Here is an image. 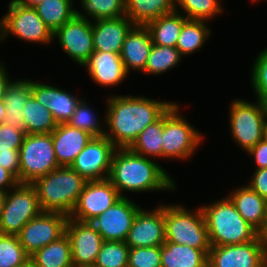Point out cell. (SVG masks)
Listing matches in <instances>:
<instances>
[{"label": "cell", "mask_w": 267, "mask_h": 267, "mask_svg": "<svg viewBox=\"0 0 267 267\" xmlns=\"http://www.w3.org/2000/svg\"><path fill=\"white\" fill-rule=\"evenodd\" d=\"M141 208L129 197H121L90 223L101 234L104 241H125Z\"/></svg>", "instance_id": "15"}, {"label": "cell", "mask_w": 267, "mask_h": 267, "mask_svg": "<svg viewBox=\"0 0 267 267\" xmlns=\"http://www.w3.org/2000/svg\"><path fill=\"white\" fill-rule=\"evenodd\" d=\"M129 249L125 241H104L94 265L96 267H128Z\"/></svg>", "instance_id": "38"}, {"label": "cell", "mask_w": 267, "mask_h": 267, "mask_svg": "<svg viewBox=\"0 0 267 267\" xmlns=\"http://www.w3.org/2000/svg\"><path fill=\"white\" fill-rule=\"evenodd\" d=\"M40 209L37 192L31 184L19 183L5 193L0 213V234L17 236Z\"/></svg>", "instance_id": "10"}, {"label": "cell", "mask_w": 267, "mask_h": 267, "mask_svg": "<svg viewBox=\"0 0 267 267\" xmlns=\"http://www.w3.org/2000/svg\"><path fill=\"white\" fill-rule=\"evenodd\" d=\"M25 134L52 133L58 126L53 114L31 96L21 113Z\"/></svg>", "instance_id": "30"}, {"label": "cell", "mask_w": 267, "mask_h": 267, "mask_svg": "<svg viewBox=\"0 0 267 267\" xmlns=\"http://www.w3.org/2000/svg\"><path fill=\"white\" fill-rule=\"evenodd\" d=\"M13 1L22 5V6L34 8L39 3H41L43 0H13Z\"/></svg>", "instance_id": "48"}, {"label": "cell", "mask_w": 267, "mask_h": 267, "mask_svg": "<svg viewBox=\"0 0 267 267\" xmlns=\"http://www.w3.org/2000/svg\"><path fill=\"white\" fill-rule=\"evenodd\" d=\"M82 6L76 15L94 20L116 19L125 16V0H80Z\"/></svg>", "instance_id": "34"}, {"label": "cell", "mask_w": 267, "mask_h": 267, "mask_svg": "<svg viewBox=\"0 0 267 267\" xmlns=\"http://www.w3.org/2000/svg\"><path fill=\"white\" fill-rule=\"evenodd\" d=\"M247 154L254 159L256 165L254 170L267 168V139L263 138Z\"/></svg>", "instance_id": "45"}, {"label": "cell", "mask_w": 267, "mask_h": 267, "mask_svg": "<svg viewBox=\"0 0 267 267\" xmlns=\"http://www.w3.org/2000/svg\"><path fill=\"white\" fill-rule=\"evenodd\" d=\"M260 236L262 238L264 251L267 257V223H266L265 229L260 233Z\"/></svg>", "instance_id": "49"}, {"label": "cell", "mask_w": 267, "mask_h": 267, "mask_svg": "<svg viewBox=\"0 0 267 267\" xmlns=\"http://www.w3.org/2000/svg\"><path fill=\"white\" fill-rule=\"evenodd\" d=\"M228 197L243 219L260 234L267 223V200L247 184L233 189L232 192L228 193Z\"/></svg>", "instance_id": "24"}, {"label": "cell", "mask_w": 267, "mask_h": 267, "mask_svg": "<svg viewBox=\"0 0 267 267\" xmlns=\"http://www.w3.org/2000/svg\"><path fill=\"white\" fill-rule=\"evenodd\" d=\"M68 216L59 212H41L28 221L17 235L26 253L36 251L57 240L65 233Z\"/></svg>", "instance_id": "12"}, {"label": "cell", "mask_w": 267, "mask_h": 267, "mask_svg": "<svg viewBox=\"0 0 267 267\" xmlns=\"http://www.w3.org/2000/svg\"><path fill=\"white\" fill-rule=\"evenodd\" d=\"M5 112H6V109H5L4 100H0V124L1 123H4V120H5Z\"/></svg>", "instance_id": "50"}, {"label": "cell", "mask_w": 267, "mask_h": 267, "mask_svg": "<svg viewBox=\"0 0 267 267\" xmlns=\"http://www.w3.org/2000/svg\"><path fill=\"white\" fill-rule=\"evenodd\" d=\"M117 147L106 137H93L71 167L86 181L106 180Z\"/></svg>", "instance_id": "11"}, {"label": "cell", "mask_w": 267, "mask_h": 267, "mask_svg": "<svg viewBox=\"0 0 267 267\" xmlns=\"http://www.w3.org/2000/svg\"><path fill=\"white\" fill-rule=\"evenodd\" d=\"M166 241L196 249H210L201 207L188 209L181 203L164 204Z\"/></svg>", "instance_id": "5"}, {"label": "cell", "mask_w": 267, "mask_h": 267, "mask_svg": "<svg viewBox=\"0 0 267 267\" xmlns=\"http://www.w3.org/2000/svg\"><path fill=\"white\" fill-rule=\"evenodd\" d=\"M187 20L182 12L174 11L148 22L145 26L150 32L153 44L176 47L183 24Z\"/></svg>", "instance_id": "27"}, {"label": "cell", "mask_w": 267, "mask_h": 267, "mask_svg": "<svg viewBox=\"0 0 267 267\" xmlns=\"http://www.w3.org/2000/svg\"><path fill=\"white\" fill-rule=\"evenodd\" d=\"M30 79H17L11 81L4 95L5 124L11 127L24 129V117L21 114L28 99L32 96Z\"/></svg>", "instance_id": "26"}, {"label": "cell", "mask_w": 267, "mask_h": 267, "mask_svg": "<svg viewBox=\"0 0 267 267\" xmlns=\"http://www.w3.org/2000/svg\"><path fill=\"white\" fill-rule=\"evenodd\" d=\"M72 61L81 67L94 52L92 21L75 15L71 20L53 33V39Z\"/></svg>", "instance_id": "14"}, {"label": "cell", "mask_w": 267, "mask_h": 267, "mask_svg": "<svg viewBox=\"0 0 267 267\" xmlns=\"http://www.w3.org/2000/svg\"><path fill=\"white\" fill-rule=\"evenodd\" d=\"M79 267H96L95 265L79 266Z\"/></svg>", "instance_id": "54"}, {"label": "cell", "mask_w": 267, "mask_h": 267, "mask_svg": "<svg viewBox=\"0 0 267 267\" xmlns=\"http://www.w3.org/2000/svg\"><path fill=\"white\" fill-rule=\"evenodd\" d=\"M7 8L6 15L0 19V42L10 35L28 43L48 45L54 41L53 33L35 8L22 6L13 0L8 3Z\"/></svg>", "instance_id": "8"}, {"label": "cell", "mask_w": 267, "mask_h": 267, "mask_svg": "<svg viewBox=\"0 0 267 267\" xmlns=\"http://www.w3.org/2000/svg\"><path fill=\"white\" fill-rule=\"evenodd\" d=\"M30 87L32 96L42 106L48 108L53 114L57 124L67 123L74 113L76 106L81 101V97L73 93L56 87L55 85L35 82L31 79Z\"/></svg>", "instance_id": "19"}, {"label": "cell", "mask_w": 267, "mask_h": 267, "mask_svg": "<svg viewBox=\"0 0 267 267\" xmlns=\"http://www.w3.org/2000/svg\"><path fill=\"white\" fill-rule=\"evenodd\" d=\"M164 204L153 210L141 208L133 221L126 237L130 248L161 246L165 243Z\"/></svg>", "instance_id": "18"}, {"label": "cell", "mask_w": 267, "mask_h": 267, "mask_svg": "<svg viewBox=\"0 0 267 267\" xmlns=\"http://www.w3.org/2000/svg\"><path fill=\"white\" fill-rule=\"evenodd\" d=\"M29 259L18 236L0 234V267H19Z\"/></svg>", "instance_id": "39"}, {"label": "cell", "mask_w": 267, "mask_h": 267, "mask_svg": "<svg viewBox=\"0 0 267 267\" xmlns=\"http://www.w3.org/2000/svg\"><path fill=\"white\" fill-rule=\"evenodd\" d=\"M19 267H36V265L29 259L25 264Z\"/></svg>", "instance_id": "51"}, {"label": "cell", "mask_w": 267, "mask_h": 267, "mask_svg": "<svg viewBox=\"0 0 267 267\" xmlns=\"http://www.w3.org/2000/svg\"><path fill=\"white\" fill-rule=\"evenodd\" d=\"M264 138L267 139V119H266V126H265V135H264Z\"/></svg>", "instance_id": "53"}, {"label": "cell", "mask_w": 267, "mask_h": 267, "mask_svg": "<svg viewBox=\"0 0 267 267\" xmlns=\"http://www.w3.org/2000/svg\"><path fill=\"white\" fill-rule=\"evenodd\" d=\"M163 130L164 114L143 130L129 148L147 158L162 159Z\"/></svg>", "instance_id": "33"}, {"label": "cell", "mask_w": 267, "mask_h": 267, "mask_svg": "<svg viewBox=\"0 0 267 267\" xmlns=\"http://www.w3.org/2000/svg\"><path fill=\"white\" fill-rule=\"evenodd\" d=\"M4 193L0 192V213H1V208H2V203H3V198H4Z\"/></svg>", "instance_id": "52"}, {"label": "cell", "mask_w": 267, "mask_h": 267, "mask_svg": "<svg viewBox=\"0 0 267 267\" xmlns=\"http://www.w3.org/2000/svg\"><path fill=\"white\" fill-rule=\"evenodd\" d=\"M108 180L121 197H127L126 192H173L177 188L174 177H171L160 164L133 152L130 148L115 150Z\"/></svg>", "instance_id": "2"}, {"label": "cell", "mask_w": 267, "mask_h": 267, "mask_svg": "<svg viewBox=\"0 0 267 267\" xmlns=\"http://www.w3.org/2000/svg\"><path fill=\"white\" fill-rule=\"evenodd\" d=\"M120 198L117 189L108 179L87 181L69 218L90 222Z\"/></svg>", "instance_id": "16"}, {"label": "cell", "mask_w": 267, "mask_h": 267, "mask_svg": "<svg viewBox=\"0 0 267 267\" xmlns=\"http://www.w3.org/2000/svg\"><path fill=\"white\" fill-rule=\"evenodd\" d=\"M180 110V105L175 102L164 113L162 159H191L203 141L201 131L191 125Z\"/></svg>", "instance_id": "6"}, {"label": "cell", "mask_w": 267, "mask_h": 267, "mask_svg": "<svg viewBox=\"0 0 267 267\" xmlns=\"http://www.w3.org/2000/svg\"><path fill=\"white\" fill-rule=\"evenodd\" d=\"M175 11V0H125V15L135 25H146Z\"/></svg>", "instance_id": "28"}, {"label": "cell", "mask_w": 267, "mask_h": 267, "mask_svg": "<svg viewBox=\"0 0 267 267\" xmlns=\"http://www.w3.org/2000/svg\"><path fill=\"white\" fill-rule=\"evenodd\" d=\"M19 183L31 184L59 167L51 133L25 134L19 149Z\"/></svg>", "instance_id": "9"}, {"label": "cell", "mask_w": 267, "mask_h": 267, "mask_svg": "<svg viewBox=\"0 0 267 267\" xmlns=\"http://www.w3.org/2000/svg\"><path fill=\"white\" fill-rule=\"evenodd\" d=\"M251 87L257 100L267 104V48L257 54L251 69Z\"/></svg>", "instance_id": "40"}, {"label": "cell", "mask_w": 267, "mask_h": 267, "mask_svg": "<svg viewBox=\"0 0 267 267\" xmlns=\"http://www.w3.org/2000/svg\"><path fill=\"white\" fill-rule=\"evenodd\" d=\"M99 118V115L97 117L96 112L88 105L87 100L82 98L67 124L85 130L94 137H101L105 134V115L101 121Z\"/></svg>", "instance_id": "37"}, {"label": "cell", "mask_w": 267, "mask_h": 267, "mask_svg": "<svg viewBox=\"0 0 267 267\" xmlns=\"http://www.w3.org/2000/svg\"><path fill=\"white\" fill-rule=\"evenodd\" d=\"M65 233L71 246L73 267L94 265L104 242L95 227L90 222L68 217Z\"/></svg>", "instance_id": "17"}, {"label": "cell", "mask_w": 267, "mask_h": 267, "mask_svg": "<svg viewBox=\"0 0 267 267\" xmlns=\"http://www.w3.org/2000/svg\"><path fill=\"white\" fill-rule=\"evenodd\" d=\"M229 123L231 138L246 153L264 138L267 119V104L245 99L230 103Z\"/></svg>", "instance_id": "7"}, {"label": "cell", "mask_w": 267, "mask_h": 267, "mask_svg": "<svg viewBox=\"0 0 267 267\" xmlns=\"http://www.w3.org/2000/svg\"><path fill=\"white\" fill-rule=\"evenodd\" d=\"M6 69L7 66L4 65V62L2 63V61H0V100L4 99L6 89L12 81Z\"/></svg>", "instance_id": "47"}, {"label": "cell", "mask_w": 267, "mask_h": 267, "mask_svg": "<svg viewBox=\"0 0 267 267\" xmlns=\"http://www.w3.org/2000/svg\"><path fill=\"white\" fill-rule=\"evenodd\" d=\"M18 184V179L10 171L0 166V192L5 194Z\"/></svg>", "instance_id": "46"}, {"label": "cell", "mask_w": 267, "mask_h": 267, "mask_svg": "<svg viewBox=\"0 0 267 267\" xmlns=\"http://www.w3.org/2000/svg\"><path fill=\"white\" fill-rule=\"evenodd\" d=\"M135 24L125 15L92 21L94 51L120 54L124 39Z\"/></svg>", "instance_id": "21"}, {"label": "cell", "mask_w": 267, "mask_h": 267, "mask_svg": "<svg viewBox=\"0 0 267 267\" xmlns=\"http://www.w3.org/2000/svg\"><path fill=\"white\" fill-rule=\"evenodd\" d=\"M82 67L102 87L119 86L129 75L118 53L94 51Z\"/></svg>", "instance_id": "20"}, {"label": "cell", "mask_w": 267, "mask_h": 267, "mask_svg": "<svg viewBox=\"0 0 267 267\" xmlns=\"http://www.w3.org/2000/svg\"><path fill=\"white\" fill-rule=\"evenodd\" d=\"M222 6L224 5H221L220 0H175V11L180 13L183 11L182 14L191 20L208 22L220 13H224L225 9Z\"/></svg>", "instance_id": "36"}, {"label": "cell", "mask_w": 267, "mask_h": 267, "mask_svg": "<svg viewBox=\"0 0 267 267\" xmlns=\"http://www.w3.org/2000/svg\"><path fill=\"white\" fill-rule=\"evenodd\" d=\"M0 166L10 171L19 181V151H0Z\"/></svg>", "instance_id": "43"}, {"label": "cell", "mask_w": 267, "mask_h": 267, "mask_svg": "<svg viewBox=\"0 0 267 267\" xmlns=\"http://www.w3.org/2000/svg\"><path fill=\"white\" fill-rule=\"evenodd\" d=\"M106 101L104 136L117 148H129L143 130L175 103L131 94L110 95Z\"/></svg>", "instance_id": "1"}, {"label": "cell", "mask_w": 267, "mask_h": 267, "mask_svg": "<svg viewBox=\"0 0 267 267\" xmlns=\"http://www.w3.org/2000/svg\"><path fill=\"white\" fill-rule=\"evenodd\" d=\"M183 56L176 47L153 44L147 59L145 70L142 73L161 75L174 69L181 63Z\"/></svg>", "instance_id": "35"}, {"label": "cell", "mask_w": 267, "mask_h": 267, "mask_svg": "<svg viewBox=\"0 0 267 267\" xmlns=\"http://www.w3.org/2000/svg\"><path fill=\"white\" fill-rule=\"evenodd\" d=\"M25 131L21 128L11 127L9 124H0V151H19Z\"/></svg>", "instance_id": "42"}, {"label": "cell", "mask_w": 267, "mask_h": 267, "mask_svg": "<svg viewBox=\"0 0 267 267\" xmlns=\"http://www.w3.org/2000/svg\"><path fill=\"white\" fill-rule=\"evenodd\" d=\"M86 182L71 166H59L31 185L42 212H59L69 217Z\"/></svg>", "instance_id": "4"}, {"label": "cell", "mask_w": 267, "mask_h": 267, "mask_svg": "<svg viewBox=\"0 0 267 267\" xmlns=\"http://www.w3.org/2000/svg\"><path fill=\"white\" fill-rule=\"evenodd\" d=\"M207 21L188 19L181 29L176 48L183 57L190 56L201 49L211 37V29Z\"/></svg>", "instance_id": "31"}, {"label": "cell", "mask_w": 267, "mask_h": 267, "mask_svg": "<svg viewBox=\"0 0 267 267\" xmlns=\"http://www.w3.org/2000/svg\"><path fill=\"white\" fill-rule=\"evenodd\" d=\"M153 43L145 25H134L128 32L120 52L121 60L128 73L143 72Z\"/></svg>", "instance_id": "23"}, {"label": "cell", "mask_w": 267, "mask_h": 267, "mask_svg": "<svg viewBox=\"0 0 267 267\" xmlns=\"http://www.w3.org/2000/svg\"><path fill=\"white\" fill-rule=\"evenodd\" d=\"M34 8L52 33L71 20L77 10L73 0H43Z\"/></svg>", "instance_id": "32"}, {"label": "cell", "mask_w": 267, "mask_h": 267, "mask_svg": "<svg viewBox=\"0 0 267 267\" xmlns=\"http://www.w3.org/2000/svg\"><path fill=\"white\" fill-rule=\"evenodd\" d=\"M208 267H267V257L260 234L245 244L211 246Z\"/></svg>", "instance_id": "13"}, {"label": "cell", "mask_w": 267, "mask_h": 267, "mask_svg": "<svg viewBox=\"0 0 267 267\" xmlns=\"http://www.w3.org/2000/svg\"><path fill=\"white\" fill-rule=\"evenodd\" d=\"M210 246L245 244L259 233L238 213L234 203L226 196L201 206Z\"/></svg>", "instance_id": "3"}, {"label": "cell", "mask_w": 267, "mask_h": 267, "mask_svg": "<svg viewBox=\"0 0 267 267\" xmlns=\"http://www.w3.org/2000/svg\"><path fill=\"white\" fill-rule=\"evenodd\" d=\"M248 186L267 200V168L253 171Z\"/></svg>", "instance_id": "44"}, {"label": "cell", "mask_w": 267, "mask_h": 267, "mask_svg": "<svg viewBox=\"0 0 267 267\" xmlns=\"http://www.w3.org/2000/svg\"><path fill=\"white\" fill-rule=\"evenodd\" d=\"M209 250L165 241L161 245V267H208Z\"/></svg>", "instance_id": "25"}, {"label": "cell", "mask_w": 267, "mask_h": 267, "mask_svg": "<svg viewBox=\"0 0 267 267\" xmlns=\"http://www.w3.org/2000/svg\"><path fill=\"white\" fill-rule=\"evenodd\" d=\"M51 136L59 166H71L77 155L94 137L87 131L71 127L67 123L58 124Z\"/></svg>", "instance_id": "22"}, {"label": "cell", "mask_w": 267, "mask_h": 267, "mask_svg": "<svg viewBox=\"0 0 267 267\" xmlns=\"http://www.w3.org/2000/svg\"><path fill=\"white\" fill-rule=\"evenodd\" d=\"M36 267H73L69 239L64 233L60 238L30 256Z\"/></svg>", "instance_id": "29"}, {"label": "cell", "mask_w": 267, "mask_h": 267, "mask_svg": "<svg viewBox=\"0 0 267 267\" xmlns=\"http://www.w3.org/2000/svg\"><path fill=\"white\" fill-rule=\"evenodd\" d=\"M128 267H161V246L130 248Z\"/></svg>", "instance_id": "41"}, {"label": "cell", "mask_w": 267, "mask_h": 267, "mask_svg": "<svg viewBox=\"0 0 267 267\" xmlns=\"http://www.w3.org/2000/svg\"><path fill=\"white\" fill-rule=\"evenodd\" d=\"M251 2H260V0H250ZM262 1V0H261Z\"/></svg>", "instance_id": "55"}]
</instances>
